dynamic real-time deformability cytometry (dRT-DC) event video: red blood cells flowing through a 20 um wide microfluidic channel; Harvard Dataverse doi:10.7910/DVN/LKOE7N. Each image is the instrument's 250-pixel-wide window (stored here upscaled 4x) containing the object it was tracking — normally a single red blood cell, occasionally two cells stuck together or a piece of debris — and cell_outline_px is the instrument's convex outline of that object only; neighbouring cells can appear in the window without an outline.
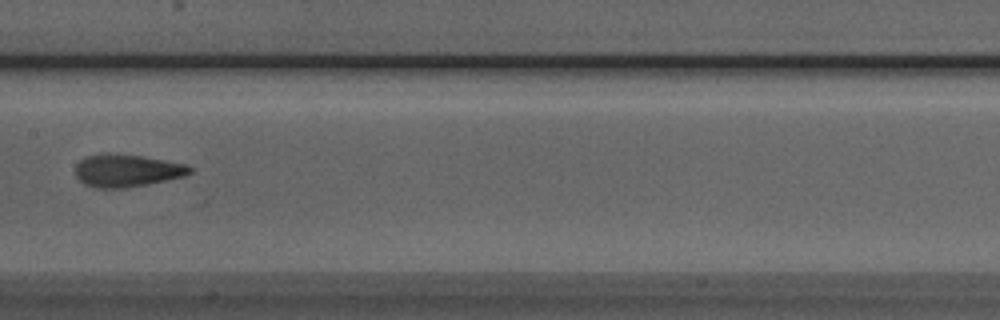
{"species": "Egyptian fruit bat (a non-hibernating species)", "species_latin": "Rousettus aegyptiacus", "temperature_condition": "room temperature", "stored_images_in_passage": 7, "camera_frame_rate_fps": 3000, "um_per_image_px": 0.085, "animal": {"sex": "male"}, "frame": {"image": 1, "passage_image": 7, "time_ms": 7.667, "image_size_px": [1000, 320], "cell_outline_px": [[192, 172], [184, 176], [148, 184], [128, 188], [96, 188], [84, 184], [76, 176], [76, 164], [80, 160], [88, 156], [108, 152], [140, 156], [184, 164], [192, 168]], "centroid_in_image_um": [10.75, 14.5], "position_along_channel_um": 196.6, "area_um2": 21.62}}